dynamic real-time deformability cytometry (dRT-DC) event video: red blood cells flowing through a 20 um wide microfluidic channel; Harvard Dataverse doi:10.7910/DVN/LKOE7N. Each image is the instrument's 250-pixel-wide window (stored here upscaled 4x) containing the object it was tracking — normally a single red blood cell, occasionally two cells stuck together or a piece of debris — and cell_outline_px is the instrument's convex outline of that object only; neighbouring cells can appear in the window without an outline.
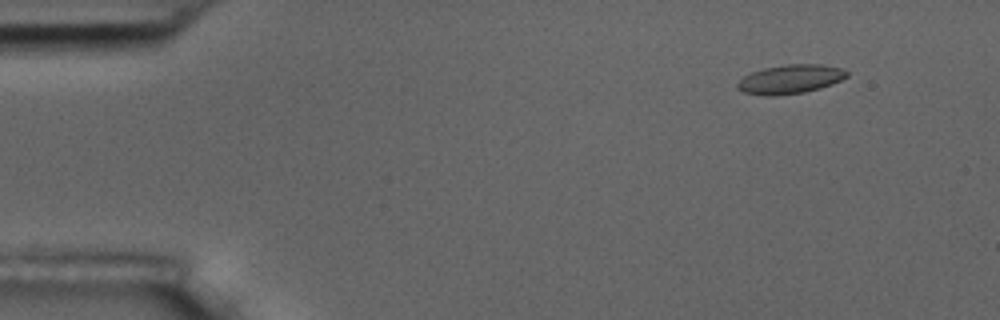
{"species": "common noctule bat (a hibernating species)", "species_latin": "Nyctalus noctula", "temperature_condition": "room temperature", "stored_images_in_passage": 5, "camera_frame_rate_fps": 3000, "um_per_image_px": 0.085, "animal": {"sex": "male", "body_mass_g": 17.5, "forearm_length_mm": 52.3}, "frame": {"image": 1, "passage_image": 2, "time_ms": 1.0, "image_size_px": [1000, 320], "cell_outline_px": [[848, 76], [832, 84], [820, 88], [804, 92], [772, 96], [764, 96], [744, 92], [736, 88], [736, 84], [744, 76], [752, 72], [764, 68], [788, 64], [820, 64], [840, 68], [848, 72]], "centroid_in_image_um": [67.15, 6.73], "position_along_channel_um": 17.8, "area_um2": 18.38}}
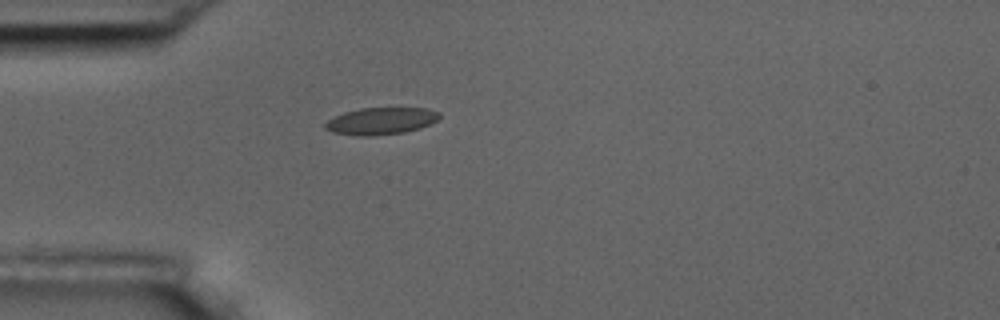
{"frame": {"image": 2, "passage_image": 5, "time_ms": 4.333, "image_size_px": [1000, 320], "cell_outline_px": [[440, 116], [436, 120], [420, 128], [404, 132], [368, 136], [360, 136], [332, 132], [324, 128], [324, 124], [328, 120], [344, 112], [360, 108], [428, 108], [440, 112]], "centroid_in_image_um": [32.37, 10.28], "position_along_channel_um": 52.6, "area_um2": 17.86}}